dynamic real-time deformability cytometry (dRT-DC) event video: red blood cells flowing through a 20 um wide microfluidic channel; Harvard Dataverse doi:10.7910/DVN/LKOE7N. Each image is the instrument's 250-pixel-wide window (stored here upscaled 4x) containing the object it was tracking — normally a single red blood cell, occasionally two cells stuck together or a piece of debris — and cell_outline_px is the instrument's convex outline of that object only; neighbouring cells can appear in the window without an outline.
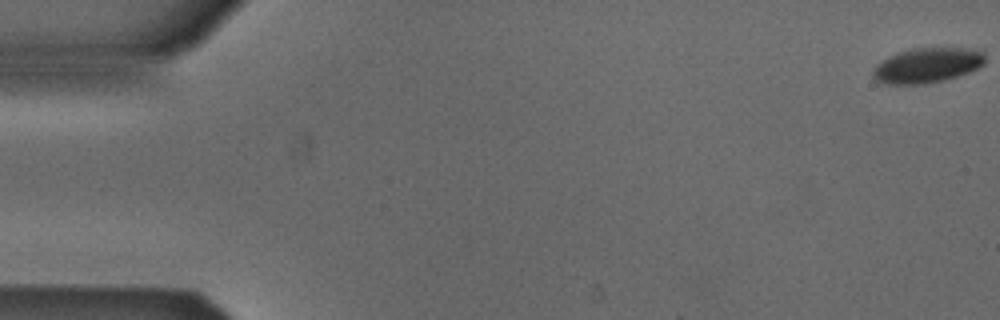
{"species": "Egyptian fruit bat (a non-hibernating species)", "species_latin": "Rousettus aegyptiacus", "temperature_condition": "cold", "stored_images_in_passage": 54, "camera_frame_rate_fps": 3000, "um_per_image_px": 0.085, "animal": {"sex": "male"}, "frame": {"image": 1, "passage_image": 1, "time_ms": 0.0, "image_size_px": [1000, 320], "cell_outline_px": [[984, 64], [968, 72], [944, 80], [924, 84], [888, 84], [876, 80], [872, 76], [872, 72], [876, 64], [880, 60], [896, 52], [912, 48], [984, 48]], "centroid_in_image_um": [78.8, 5.53], "position_along_channel_um": 6.2, "area_um2": 23.12}}
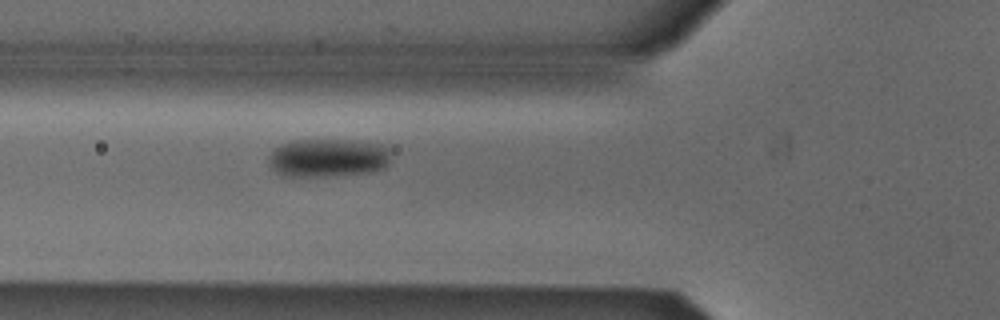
{"frame": {"image": 2, "passage_image": 20, "time_ms": 6.333, "image_size_px": [1000, 320], "cell_outline_px": [[392, 152], [388, 164], [384, 168], [372, 172], [324, 176], [284, 176], [276, 172], [268, 164], [268, 156], [272, 148], [280, 144], [292, 140], [352, 140], [380, 144], [388, 148]], "centroid_in_image_um": [27.86, 13.41], "position_along_channel_um": 97.9, "area_um2": 27.74}}
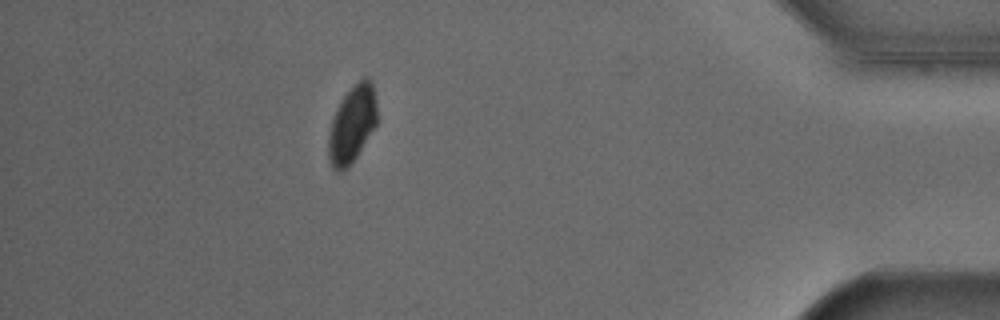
{"frame": {"image": 3, "passage_image": 48, "time_ms": 15.667, "image_size_px": [1000, 320], "cell_outline_px": [[376, 124], [356, 156], [348, 168], [340, 172], [336, 172], [332, 168], [328, 156], [328, 136], [332, 120], [336, 108], [344, 96], [364, 76], [368, 76], [372, 80], [376, 100]], "centroid_in_image_um": [29.92, 10.57], "position_along_channel_um": 405.3, "area_um2": 21.62}, "authors_computed_cell_mechanics": {"area_um2": 25.432, "velocity_mm_per_s": 3.8413, "shape_relaxation_time_tau1_ms": 3.2317, "shape_relaxation_time_tau2_ms": null, "deformation_change_tau1": 0.0626, "deformation_change_tau2": null}}